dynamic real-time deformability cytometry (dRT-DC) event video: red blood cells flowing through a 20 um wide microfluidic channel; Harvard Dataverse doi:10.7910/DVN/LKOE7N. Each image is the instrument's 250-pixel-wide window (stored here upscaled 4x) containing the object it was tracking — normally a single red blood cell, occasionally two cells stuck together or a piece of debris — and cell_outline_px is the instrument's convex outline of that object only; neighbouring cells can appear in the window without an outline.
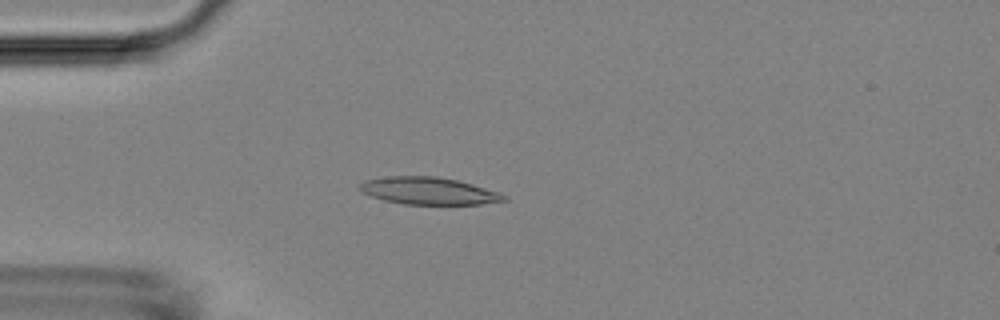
{"species": "Egyptian fruit bat (a non-hibernating species)", "species_latin": "Rousettus aegyptiacus", "temperature_condition": "room temperature", "stored_images_in_passage": 53, "camera_frame_rate_fps": 3000, "um_per_image_px": 0.085, "animal": {"sex": "female"}, "frame": {"image": 1, "passage_image": 14, "time_ms": 4.333, "image_size_px": [1000, 320], "cell_outline_px": [[508, 200], [480, 204], [404, 204], [384, 200], [360, 192], [356, 188], [364, 180], [388, 176], [436, 176], [456, 180], [472, 184], [500, 192], [508, 196]], "centroid_in_image_um": [36.42, 16.22], "position_along_channel_um": 48.6, "area_um2": 23.0}}
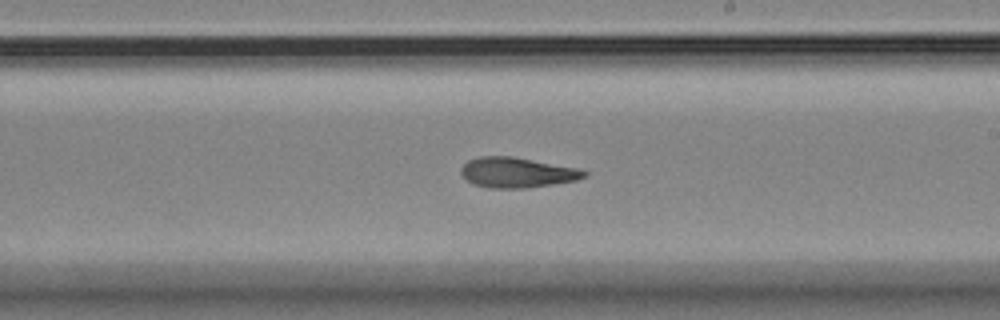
{"frame": {"image": 2, "passage_image": 31, "time_ms": 10.0, "image_size_px": [1000, 320], "cell_outline_px": [[588, 176], [576, 180], [528, 188], [488, 188], [472, 184], [460, 172], [460, 168], [468, 160], [480, 156], [512, 156], [580, 168], [588, 172]], "centroid_in_image_um": [43.96, 14.66], "position_along_channel_um": 245.0, "area_um2": 21.85}}
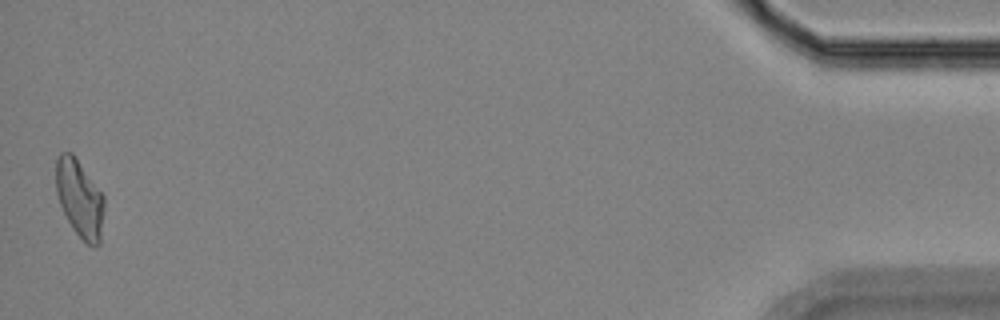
{"frame": {"image": 3, "passage_image": 53, "time_ms": 17.333, "image_size_px": [1000, 320], "cell_outline_px": [[104, 208], [100, 244], [96, 248], [92, 248], [72, 228], [60, 204], [56, 192], [56, 160], [60, 152], [72, 152], [104, 196]], "centroid_in_image_um": [6.78, 16.89], "position_along_channel_um": 428.4, "area_um2": 21.73}, "authors_computed_cell_mechanics": {"area_um2": 22.1374, "velocity_mm_per_s": 3.6959, "shape_relaxation_time_tau1_ms": 9.0041, "shape_relaxation_time_tau2_ms": 3.875, "deformation_change_tau1": 0.23, "deformation_change_tau2": 0.131}}